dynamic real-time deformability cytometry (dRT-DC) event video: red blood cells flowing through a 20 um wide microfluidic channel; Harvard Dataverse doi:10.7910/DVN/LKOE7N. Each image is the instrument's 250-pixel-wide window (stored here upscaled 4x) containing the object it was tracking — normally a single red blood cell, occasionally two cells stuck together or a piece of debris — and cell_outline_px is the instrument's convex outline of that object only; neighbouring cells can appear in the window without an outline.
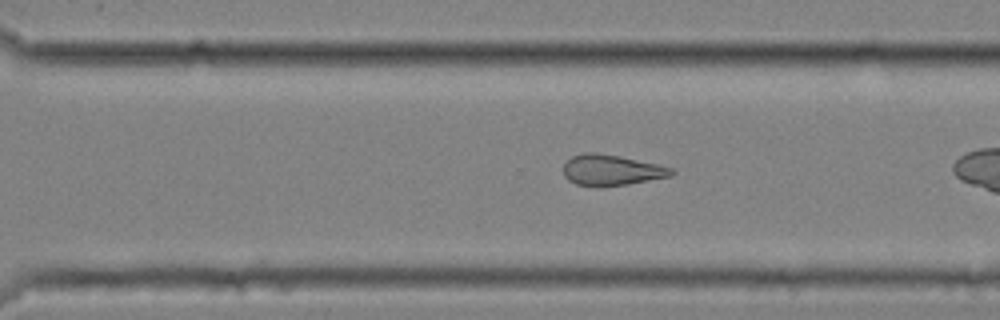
{"species": "common noctule bat (a hibernating species)", "species_latin": "Nyctalus noctula", "temperature_condition": "cold", "stored_images_in_passage": 38, "camera_frame_rate_fps": 3000, "um_per_image_px": 0.085, "animal": {"sex": "female", "body_mass_g": 25.1}, "frame": {"image": 1, "passage_image": 33, "time_ms": 10.667, "image_size_px": [1000, 320], "cell_outline_px": [[676, 172], [672, 176], [628, 184], [600, 188], [596, 188], [576, 184], [568, 180], [564, 176], [564, 164], [572, 156], [584, 152], [596, 152], [620, 156], [660, 164], [672, 168]], "centroid_in_image_um": [51.98, 14.47], "position_along_channel_um": 318.6, "area_um2": 19.83}}